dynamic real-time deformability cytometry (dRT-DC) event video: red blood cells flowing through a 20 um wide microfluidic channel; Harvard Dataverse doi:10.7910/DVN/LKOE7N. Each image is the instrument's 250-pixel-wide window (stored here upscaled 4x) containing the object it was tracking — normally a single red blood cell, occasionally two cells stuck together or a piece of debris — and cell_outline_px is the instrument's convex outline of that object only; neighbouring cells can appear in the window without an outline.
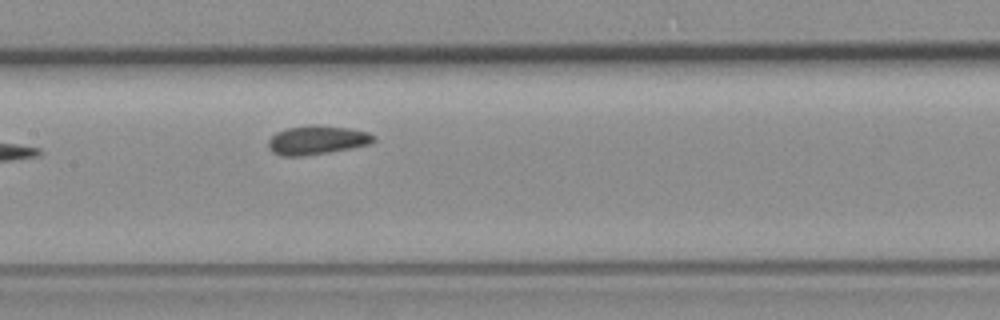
{"species": "common noctule bat (a hibernating species)", "species_latin": "Nyctalus noctula", "temperature_condition": "room temperature", "stored_images_in_passage": 7, "camera_frame_rate_fps": 3000, "um_per_image_px": 0.085, "animal": {"sex": "female", "body_mass_g": 19.3, "forearm_length_mm": 54.1}, "frame": {"image": 1, "passage_image": 7, "time_ms": 8.333, "image_size_px": [1000, 320], "cell_outline_px": [[376, 140], [372, 144], [352, 148], [304, 156], [280, 156], [272, 152], [268, 148], [268, 140], [276, 132], [288, 128], [308, 124], [316, 124], [348, 128], [368, 132], [376, 136]], "centroid_in_image_um": [26.95, 11.9], "position_along_channel_um": 180.4, "area_um2": 18.03}}